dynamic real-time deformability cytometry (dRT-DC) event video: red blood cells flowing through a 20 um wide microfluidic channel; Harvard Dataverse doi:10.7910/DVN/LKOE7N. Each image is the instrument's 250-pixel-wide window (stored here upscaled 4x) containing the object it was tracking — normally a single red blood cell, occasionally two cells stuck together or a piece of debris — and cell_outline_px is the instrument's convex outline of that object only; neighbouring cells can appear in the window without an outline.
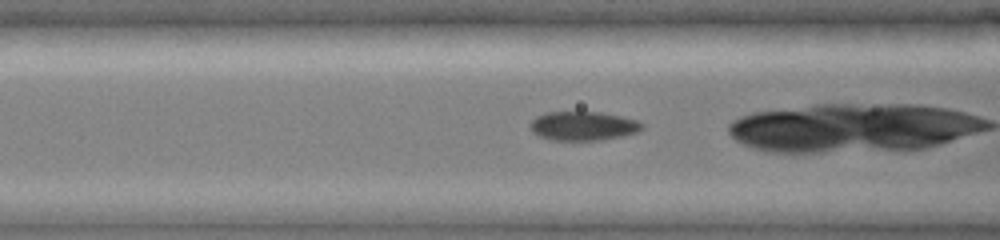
{"species": "common noctule bat (a hibernating species)", "species_latin": "Nyctalus noctula", "temperature_condition": "cold", "stored_images_in_passage": 37, "camera_frame_rate_fps": 3000, "um_per_image_px": 0.085, "animal": {"sex": "female", "body_mass_g": 19.0, "forearm_length_mm": 51.5}, "frame": {"image": 1, "passage_image": 16, "time_ms": 5.0, "image_size_px": [1000, 240], "cell_outline_px": [[644, 128], [636, 132], [624, 136], [604, 140], [552, 140], [540, 136], [532, 132], [528, 128], [528, 124], [536, 116], [544, 112], [600, 112], [620, 116], [636, 120], [644, 124]], "centroid_in_image_um": [49.54, 10.71], "position_along_channel_um": 117.1, "area_um2": 19.13}}
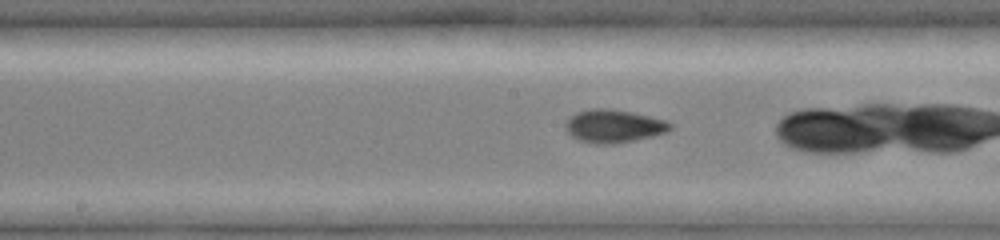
{"frame": {"image": 2, "passage_image": 22, "time_ms": 7.0, "image_size_px": [1000, 240], "cell_outline_px": [[672, 128], [668, 132], [652, 136], [612, 144], [596, 144], [580, 140], [572, 136], [564, 128], [564, 124], [576, 112], [588, 108], [608, 108], [632, 112], [668, 120], [672, 124]], "centroid_in_image_um": [52.18, 10.7], "position_along_channel_um": 196.0, "area_um2": 20.23}}